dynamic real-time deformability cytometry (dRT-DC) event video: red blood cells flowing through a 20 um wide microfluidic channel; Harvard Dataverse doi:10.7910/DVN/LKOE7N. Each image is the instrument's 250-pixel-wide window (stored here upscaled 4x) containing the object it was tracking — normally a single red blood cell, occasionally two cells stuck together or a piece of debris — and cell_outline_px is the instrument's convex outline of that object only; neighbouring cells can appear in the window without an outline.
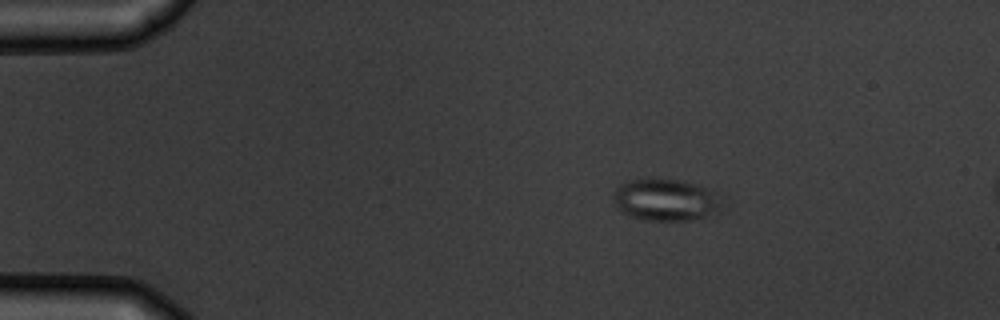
{"species": "common noctule bat (a hibernating species)", "species_latin": "Nyctalus noctula", "temperature_condition": "warm", "stored_images_in_passage": 3, "camera_frame_rate_fps": 3000, "um_per_image_px": 0.085, "animal": {"sex": "male", "body_mass_g": 19.5, "forearm_length_mm": 54.6}, "frame": {"image": 1, "passage_image": 1, "time_ms": 0.0, "image_size_px": [1000, 320], "cell_outline_px": [[724, 196], [720, 204], [716, 208], [704, 216], [688, 220], [644, 220], [624, 212], [616, 208], [612, 196], [616, 188], [620, 184], [632, 180], [680, 180], [696, 184], [720, 192]], "centroid_in_image_um": [56.58, 16.97], "position_along_channel_um": 28.4, "area_um2": 26.07}}